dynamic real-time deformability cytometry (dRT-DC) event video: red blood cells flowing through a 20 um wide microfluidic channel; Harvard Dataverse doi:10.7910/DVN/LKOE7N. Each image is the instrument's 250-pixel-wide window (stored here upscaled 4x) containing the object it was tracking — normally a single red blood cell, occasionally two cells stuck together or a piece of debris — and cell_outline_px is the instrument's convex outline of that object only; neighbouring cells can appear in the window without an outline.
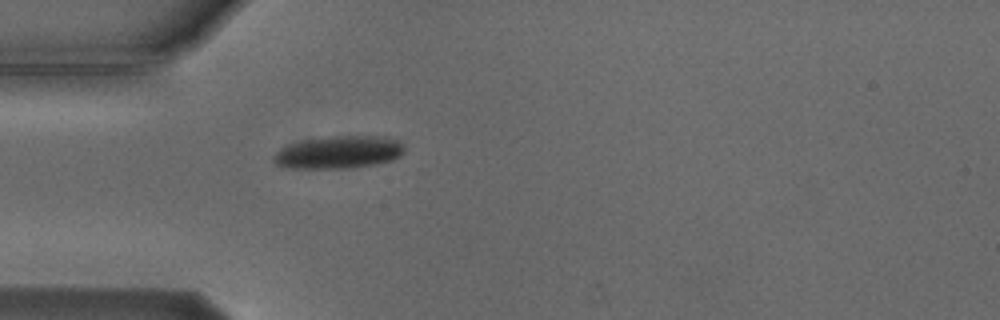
{"species": "Egyptian fruit bat (a non-hibernating species)", "species_latin": "Rousettus aegyptiacus", "temperature_condition": "cold", "stored_images_in_passage": 1, "camera_frame_rate_fps": 3000, "um_per_image_px": 0.085, "animal": {"sex": "male"}, "frame": {"image": 1, "passage_image": 1, "time_ms": 0.0, "image_size_px": [1000, 320], "cell_outline_px": [[404, 152], [400, 156], [392, 160], [376, 164], [352, 168], [292, 168], [276, 164], [272, 160], [272, 156], [280, 148], [288, 144], [300, 140], [332, 136], [384, 136], [400, 140], [404, 144]], "centroid_in_image_um": [28.81, 12.93], "position_along_channel_um": 56.2, "area_um2": 25.2}}